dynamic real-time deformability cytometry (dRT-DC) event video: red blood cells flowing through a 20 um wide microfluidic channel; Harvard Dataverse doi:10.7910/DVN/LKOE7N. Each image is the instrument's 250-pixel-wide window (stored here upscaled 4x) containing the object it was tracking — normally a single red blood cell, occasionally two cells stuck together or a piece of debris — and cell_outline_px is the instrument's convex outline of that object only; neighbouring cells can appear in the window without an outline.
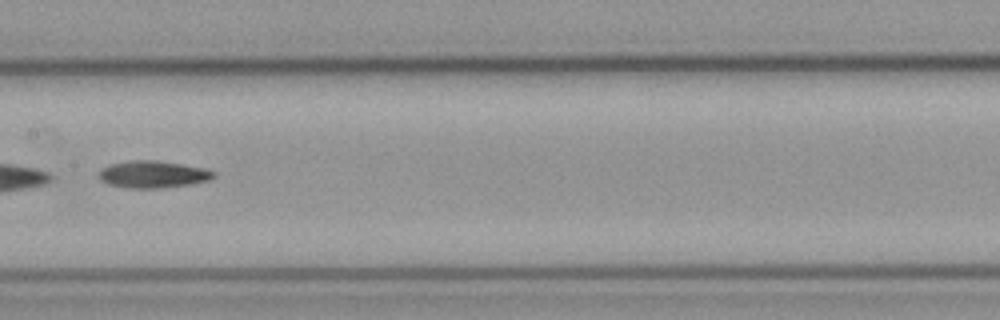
{"species": "common noctule bat (a hibernating species)", "species_latin": "Nyctalus noctula", "temperature_condition": "cold", "stored_images_in_passage": 5, "camera_frame_rate_fps": 3000, "um_per_image_px": 0.085, "animal": {"sex": "male", "body_mass_g": 23.1, "forearm_length_mm": 52.7}, "frame": {"image": 1, "passage_image": 5, "time_ms": 1.333, "image_size_px": [1000, 320], "cell_outline_px": [[216, 176], [208, 180], [188, 184], [160, 188], [132, 188], [108, 184], [100, 180], [100, 168], [108, 164], [128, 160], [156, 160], [208, 168], [216, 172]], "centroid_in_image_um": [13.01, 14.8], "position_along_channel_um": 194.4, "area_um2": 18.21}}